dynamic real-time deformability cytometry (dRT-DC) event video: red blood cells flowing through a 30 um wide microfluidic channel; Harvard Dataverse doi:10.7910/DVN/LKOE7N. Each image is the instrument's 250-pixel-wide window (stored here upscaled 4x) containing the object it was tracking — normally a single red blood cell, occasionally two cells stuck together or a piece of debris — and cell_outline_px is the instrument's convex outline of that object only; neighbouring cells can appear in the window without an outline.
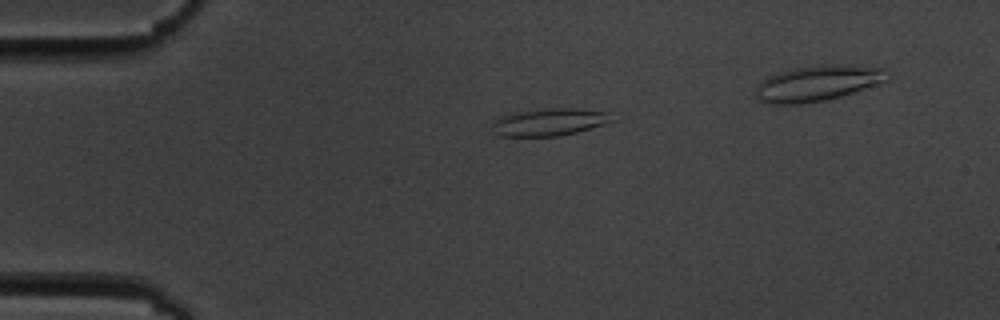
{"species": "common noctule bat (a hibernating species)", "species_latin": "Nyctalus noctula", "temperature_condition": "cold", "stored_images_in_passage": 3, "camera_frame_rate_fps": 3000, "um_per_image_px": 0.085, "animal": {"sex": "male", "body_mass_g": 19.5, "forearm_length_mm": 54.6}, "frame": {"image": 1, "passage_image": 1, "time_ms": 0.0, "image_size_px": [1000, 320], "cell_outline_px": [[620, 120], [576, 132], [560, 136], [496, 136], [492, 132], [492, 124], [496, 116], [520, 112], [552, 108], [576, 108], [612, 112]], "centroid_in_image_um": [46.77, 10.37], "position_along_channel_um": 38.2, "area_um2": 19.59}}